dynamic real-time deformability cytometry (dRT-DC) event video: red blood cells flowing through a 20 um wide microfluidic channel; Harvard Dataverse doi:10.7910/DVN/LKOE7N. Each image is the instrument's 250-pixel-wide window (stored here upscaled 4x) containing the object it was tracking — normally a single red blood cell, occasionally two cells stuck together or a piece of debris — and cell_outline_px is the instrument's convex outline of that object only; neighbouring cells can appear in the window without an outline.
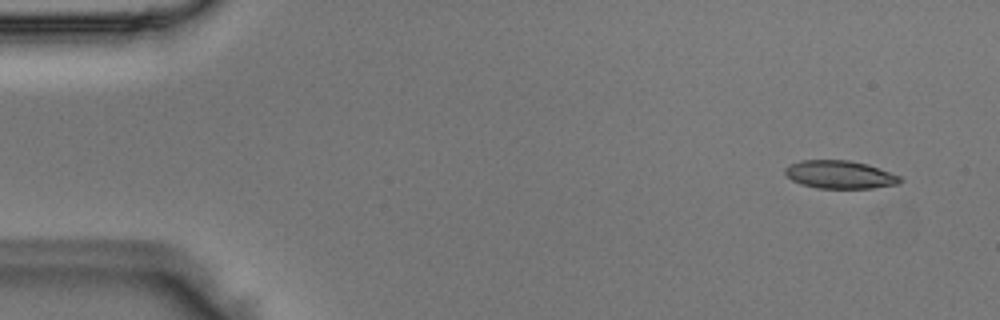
{"species": "Egyptian fruit bat (a non-hibernating species)", "species_latin": "Rousettus aegyptiacus", "temperature_condition": "room temperature", "stored_images_in_passage": 47, "camera_frame_rate_fps": 3000, "um_per_image_px": 0.085, "animal": {"sex": "male"}, "frame": {"image": 1, "passage_image": 1, "time_ms": 0.0, "image_size_px": [1000, 320], "cell_outline_px": [[904, 180], [900, 184], [872, 188], [816, 188], [800, 184], [792, 180], [784, 172], [784, 168], [788, 164], [800, 160], [848, 160], [868, 164], [900, 176]], "centroid_in_image_um": [71.38, 14.84], "position_along_channel_um": 13.6, "area_um2": 18.96}}
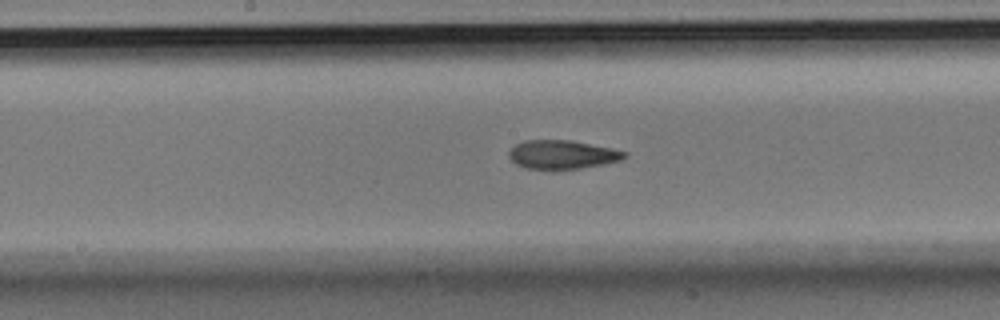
{"frame": {"image": 2, "passage_image": 23, "time_ms": 7.333, "image_size_px": [1000, 320], "cell_outline_px": [[628, 156], [620, 160], [580, 168], [552, 172], [528, 168], [516, 164], [508, 156], [508, 152], [516, 144], [524, 140], [568, 140], [612, 148], [628, 152]], "centroid_in_image_um": [47.76, 13.16], "position_along_channel_um": 200.4, "area_um2": 19.65}}
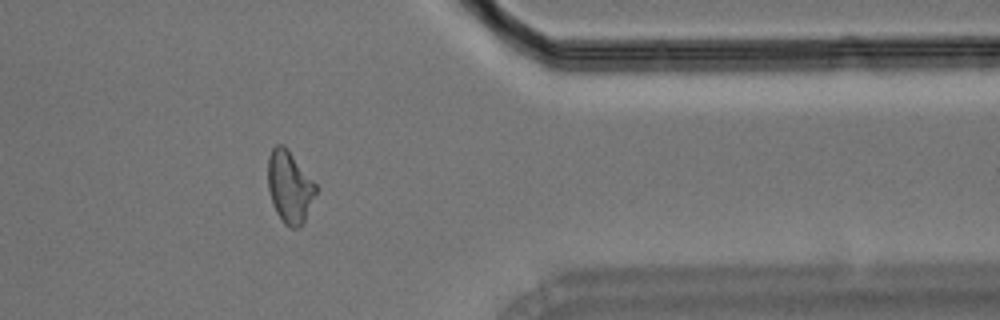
{"frame": {"image": 3, "passage_image": 38, "time_ms": 12.333, "image_size_px": [1000, 320], "cell_outline_px": [[316, 192], [304, 224], [300, 228], [292, 228], [284, 224], [276, 212], [272, 204], [268, 188], [268, 156], [272, 148], [276, 144], [284, 144], [288, 148], [316, 184]], "centroid_in_image_um": [24.61, 15.89], "position_along_channel_um": 386.8, "area_um2": 20.35}}